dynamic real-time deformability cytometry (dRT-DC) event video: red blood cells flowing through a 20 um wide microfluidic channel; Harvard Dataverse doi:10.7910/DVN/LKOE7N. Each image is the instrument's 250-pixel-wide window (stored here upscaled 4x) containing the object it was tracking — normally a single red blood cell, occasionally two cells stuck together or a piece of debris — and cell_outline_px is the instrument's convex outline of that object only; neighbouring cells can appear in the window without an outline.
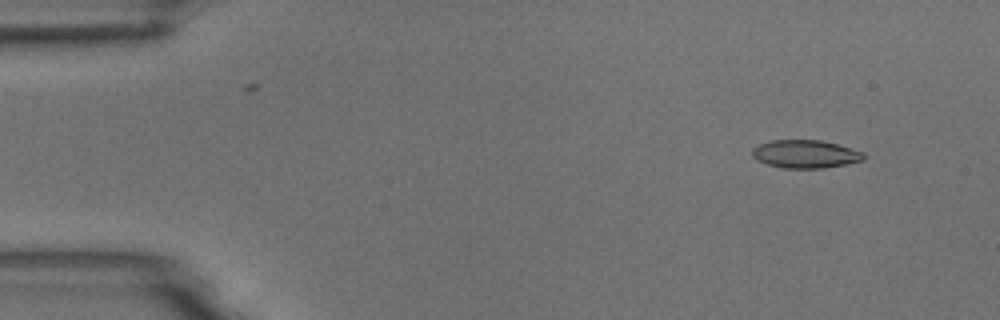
{"species": "common noctule bat (a hibernating species)", "species_latin": "Nyctalus noctula", "temperature_condition": "room temperature", "stored_images_in_passage": 4, "camera_frame_rate_fps": 3000, "um_per_image_px": 0.085, "animal": {"sex": "male", "body_mass_g": 18.8}, "frame": {"image": 1, "passage_image": 1, "time_ms": 0.0, "image_size_px": [1000, 320], "cell_outline_px": [[864, 160], [824, 168], [784, 168], [768, 164], [756, 160], [752, 156], [752, 148], [760, 144], [772, 140], [820, 140], [836, 144], [864, 152]], "centroid_in_image_um": [68.43, 13.09], "position_along_channel_um": 16.6, "area_um2": 18.09}}
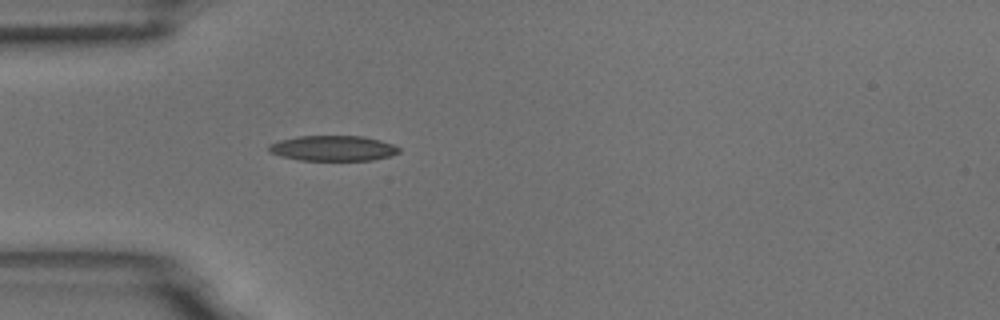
{"frame": {"image": 2, "passage_image": 4, "time_ms": 1.0, "image_size_px": [1000, 320], "cell_outline_px": [[400, 152], [388, 156], [372, 160], [300, 160], [280, 156], [268, 152], [268, 144], [280, 140], [296, 136], [364, 136], [380, 140], [392, 144], [400, 148]], "centroid_in_image_um": [28.27, 12.59], "position_along_channel_um": 56.7, "area_um2": 19.25}}